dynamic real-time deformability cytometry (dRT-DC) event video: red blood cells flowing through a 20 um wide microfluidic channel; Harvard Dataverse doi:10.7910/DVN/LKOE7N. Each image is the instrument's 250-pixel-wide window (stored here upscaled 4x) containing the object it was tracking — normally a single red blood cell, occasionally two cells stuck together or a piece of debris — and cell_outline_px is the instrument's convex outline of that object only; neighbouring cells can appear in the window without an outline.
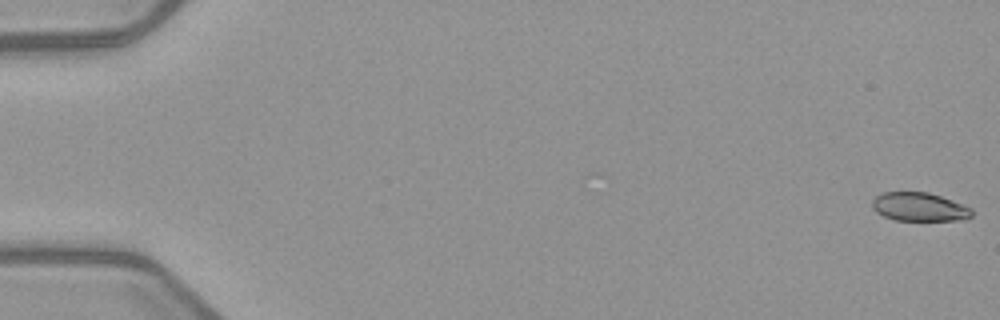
{"species": "common noctule bat (a hibernating species)", "species_latin": "Nyctalus noctula", "temperature_condition": "warm", "stored_images_in_passage": 54, "segment_of_instrument_passage": [1, 2], "camera_frame_rate_fps": 3000, "um_per_image_px": 0.085, "animal": {"sex": "female", "body_mass_g": 21.9}, "frame": {"image": 1, "passage_image": 1, "time_ms": 0.0, "image_size_px": [1000, 320], "cell_outline_px": [[972, 216], [964, 220], [896, 220], [884, 216], [876, 212], [872, 208], [872, 200], [880, 192], [928, 192], [952, 200], [972, 208]], "centroid_in_image_um": [78.13, 17.58], "position_along_channel_um": 6.9, "area_um2": 16.65}}
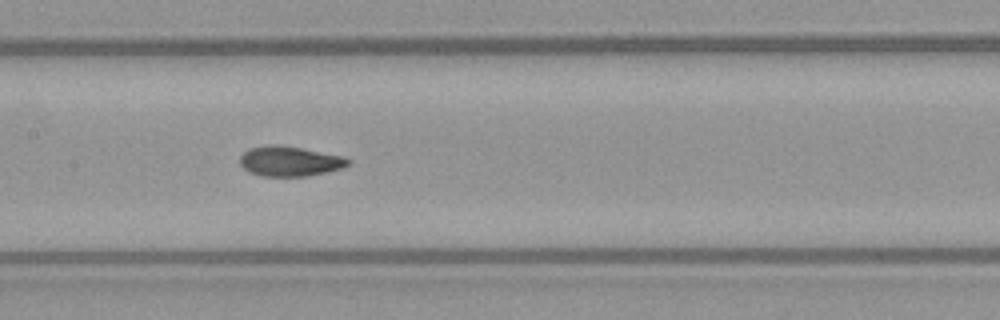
{"frame": {"image": 2, "passage_image": 27, "time_ms": 8.667, "image_size_px": [1000, 320], "cell_outline_px": [[352, 160], [344, 168], [308, 176], [264, 176], [248, 172], [240, 164], [240, 156], [248, 148], [268, 144], [276, 144], [300, 148], [344, 156]], "centroid_in_image_um": [24.63, 13.7], "position_along_channel_um": 182.8, "area_um2": 19.02}}
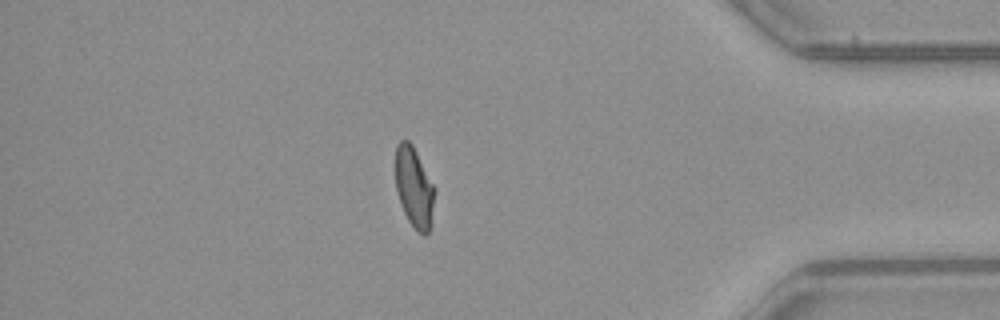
{"frame": {"image": 3, "passage_image": 46, "time_ms": 15.0, "image_size_px": [1000, 320], "cell_outline_px": [[436, 188], [432, 224], [428, 232], [424, 236], [416, 232], [408, 220], [404, 212], [396, 188], [396, 144], [400, 140], [408, 140], [412, 144]], "centroid_in_image_um": [35.24, 15.96], "position_along_channel_um": 400.0, "area_um2": 18.61}}